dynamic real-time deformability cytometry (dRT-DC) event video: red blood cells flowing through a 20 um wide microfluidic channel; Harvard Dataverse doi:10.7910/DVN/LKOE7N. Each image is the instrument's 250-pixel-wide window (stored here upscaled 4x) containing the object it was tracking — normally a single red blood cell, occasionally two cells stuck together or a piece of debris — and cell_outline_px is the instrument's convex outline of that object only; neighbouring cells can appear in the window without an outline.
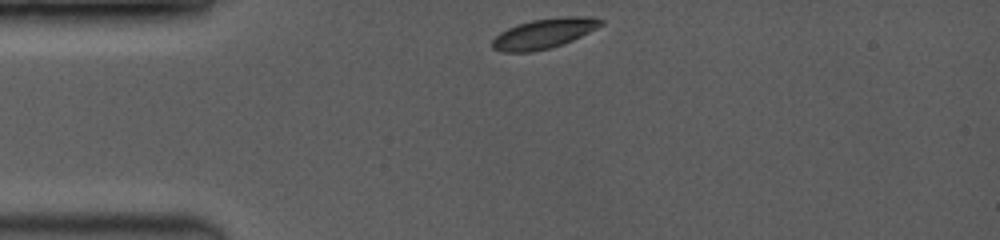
{"species": "common noctule bat (a hibernating species)", "species_latin": "Nyctalus noctula", "temperature_condition": "room temperature", "stored_images_in_passage": 47, "camera_frame_rate_fps": 3500, "um_per_image_px": 0.085, "animal": {"sex": "female", "body_mass_g": 19.0, "forearm_length_mm": 53.3}, "frame": {"image": 1, "passage_image": 1, "time_ms": 0.0, "image_size_px": [1000, 240], "cell_outline_px": [[604, 24], [572, 40], [548, 48], [528, 52], [504, 52], [492, 48], [492, 40], [500, 32], [516, 24], [532, 20], [564, 16], [592, 16], [604, 20]], "centroid_in_image_um": [46.24, 2.82], "position_along_channel_um": 38.8, "area_um2": 18.79}}
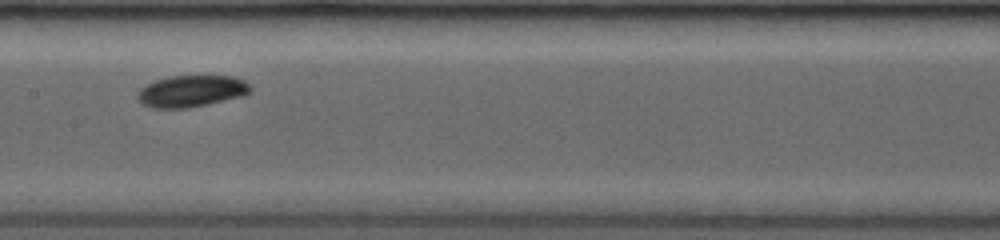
{"frame": {"image": 2, "passage_image": 20, "time_ms": 4.571, "image_size_px": [1000, 240], "cell_outline_px": [[252, 88], [244, 96], [208, 104], [188, 108], [152, 108], [144, 104], [136, 96], [140, 88], [156, 80], [172, 76], [232, 76], [244, 80]], "centroid_in_image_um": [16.28, 7.75], "position_along_channel_um": 191.1, "area_um2": 20.69}}
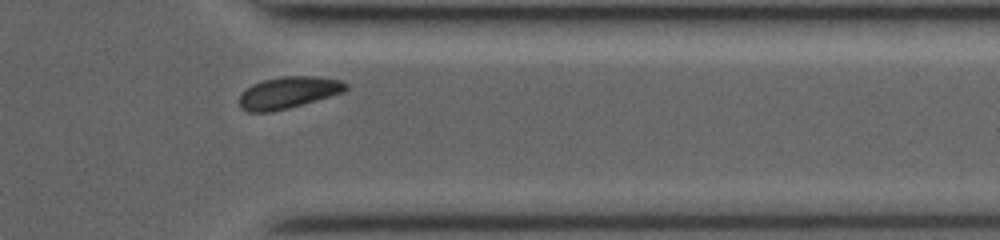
{"frame": {"image": 3, "passage_image": 41, "time_ms": 9.429, "image_size_px": [1000, 240], "cell_outline_px": [[348, 88], [344, 92], [288, 108], [272, 112], [248, 112], [240, 108], [240, 96], [252, 84], [264, 80], [284, 76], [316, 76], [344, 80], [348, 84]], "centroid_in_image_um": [24.55, 7.86], "position_along_channel_um": 386.9, "area_um2": 19.65}, "authors_computed_cell_mechanics": {"area_um2": 19.9988, "velocity_mm_per_s": 4.0113, "shape_relaxation_time_tau1_ms": 1.4969, "shape_relaxation_time_tau2_ms": null, "deformation_change_tau1": 0.0465, "deformation_change_tau2": null}}